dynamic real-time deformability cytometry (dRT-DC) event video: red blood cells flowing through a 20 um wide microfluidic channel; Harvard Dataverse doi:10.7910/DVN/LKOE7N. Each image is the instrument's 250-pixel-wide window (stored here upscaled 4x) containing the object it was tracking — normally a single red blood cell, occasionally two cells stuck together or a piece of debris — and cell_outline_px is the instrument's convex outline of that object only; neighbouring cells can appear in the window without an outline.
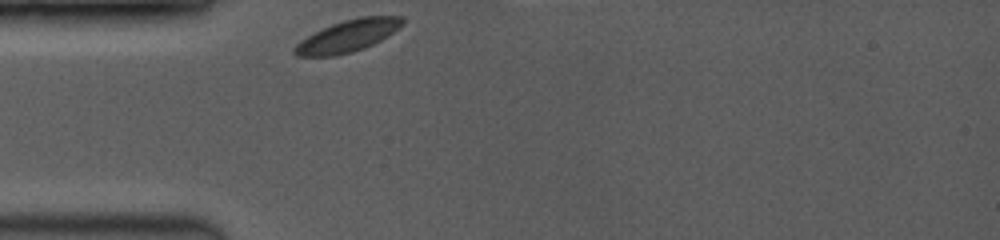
{"species": "common noctule bat (a hibernating species)", "species_latin": "Nyctalus noctula", "temperature_condition": "room temperature", "stored_images_in_passage": 30, "camera_frame_rate_fps": 3500, "um_per_image_px": 0.085, "animal": {"sex": "female", "body_mass_g": 19.0, "forearm_length_mm": 53.3}, "frame": {"image": 1, "passage_image": 1, "time_ms": 0.0, "image_size_px": [1000, 240], "cell_outline_px": [[404, 24], [388, 36], [364, 48], [352, 52], [336, 56], [296, 56], [292, 52], [292, 48], [300, 40], [332, 24], [344, 20], [360, 16], [404, 16]], "centroid_in_image_um": [29.57, 3.06], "position_along_channel_um": 55.4, "area_um2": 20.06}}
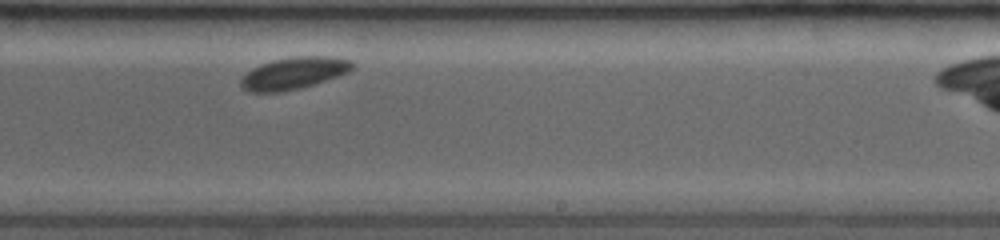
{"frame": {"image": 2, "passage_image": 18, "time_ms": 5.714, "image_size_px": [1000, 240], "cell_outline_px": [[356, 64], [348, 72], [300, 88], [284, 92], [248, 92], [240, 84], [240, 80], [252, 68], [260, 64], [272, 60], [296, 56], [336, 56], [352, 60]], "centroid_in_image_um": [24.99, 6.2], "position_along_channel_um": 264.0, "area_um2": 20.75}}
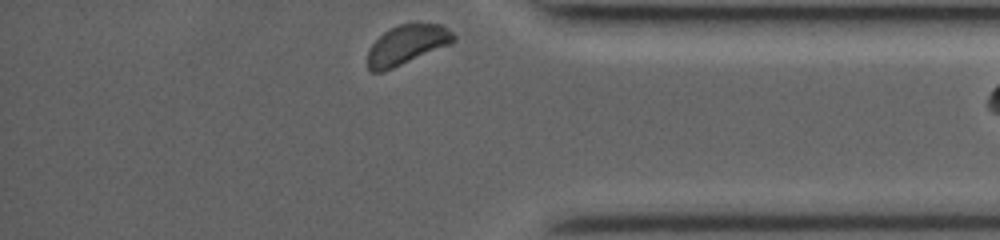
{"frame": {"image": 3, "passage_image": 30, "time_ms": 9.429, "image_size_px": [1000, 240], "cell_outline_px": [[456, 40], [452, 44], [384, 72], [372, 72], [368, 68], [368, 52], [372, 44], [384, 32], [400, 24], [412, 20], [416, 20], [440, 24], [448, 28], [456, 36]], "centroid_in_image_um": [34.64, 3.76], "position_along_channel_um": 400.6, "area_um2": 20.4}, "authors_computed_cell_mechanics": {"area_um2": 20.3167, "velocity_mm_per_s": 3.7608, "shape_relaxation_time_tau1_ms": 0.1741, "shape_relaxation_time_tau2_ms": null, "deformation_change_tau1": 0.0236, "deformation_change_tau2": null}}